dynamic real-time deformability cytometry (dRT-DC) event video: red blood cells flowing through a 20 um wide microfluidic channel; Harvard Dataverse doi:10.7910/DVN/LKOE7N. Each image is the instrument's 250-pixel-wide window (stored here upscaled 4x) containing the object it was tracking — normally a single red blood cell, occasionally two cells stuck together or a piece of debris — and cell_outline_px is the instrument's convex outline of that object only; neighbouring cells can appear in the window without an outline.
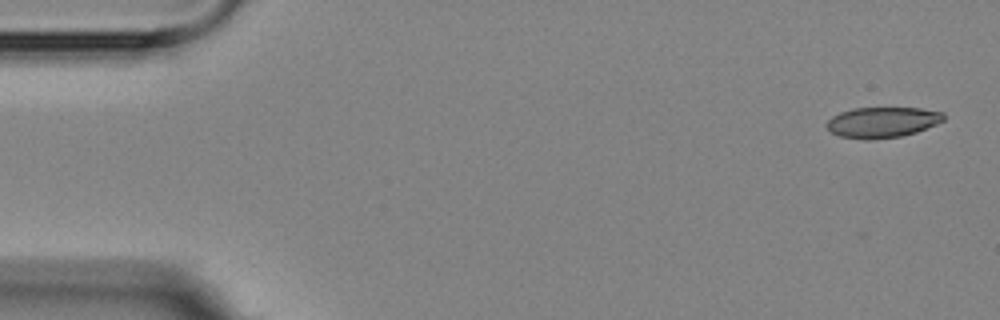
{"species": "Egyptian fruit bat (a non-hibernating species)", "species_latin": "Rousettus aegyptiacus", "temperature_condition": "room temperature", "stored_images_in_passage": 5, "camera_frame_rate_fps": 3000, "um_per_image_px": 0.085, "animal": {"sex": "female"}, "frame": {"image": 1, "passage_image": 1, "time_ms": 0.0, "image_size_px": [1000, 320], "cell_outline_px": [[944, 120], [936, 124], [916, 132], [900, 136], [872, 140], [864, 140], [840, 136], [832, 132], [824, 124], [832, 116], [840, 112], [852, 108], [920, 108], [944, 112]], "centroid_in_image_um": [74.98, 10.39], "position_along_channel_um": 10.0, "area_um2": 20.92}}
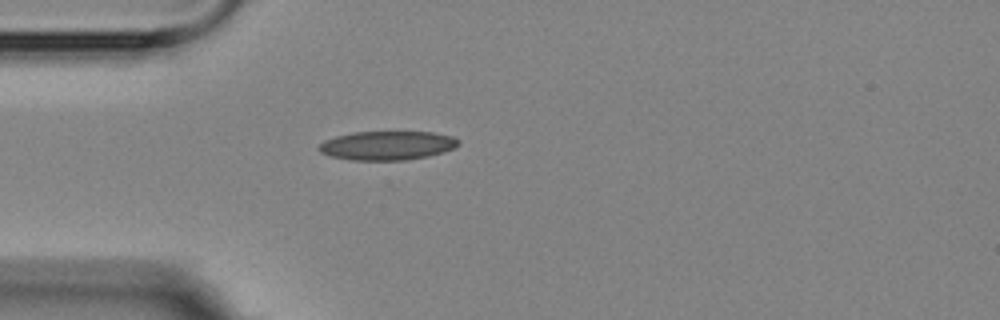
{"frame": {"image": 2, "passage_image": 5, "time_ms": 4.333, "image_size_px": [1000, 320], "cell_outline_px": [[460, 144], [444, 152], [428, 156], [408, 160], [348, 160], [332, 156], [320, 152], [316, 148], [324, 140], [336, 136], [352, 132], [432, 132], [452, 136], [460, 140]], "centroid_in_image_um": [32.91, 12.37], "position_along_channel_um": 52.1, "area_um2": 23.64}}